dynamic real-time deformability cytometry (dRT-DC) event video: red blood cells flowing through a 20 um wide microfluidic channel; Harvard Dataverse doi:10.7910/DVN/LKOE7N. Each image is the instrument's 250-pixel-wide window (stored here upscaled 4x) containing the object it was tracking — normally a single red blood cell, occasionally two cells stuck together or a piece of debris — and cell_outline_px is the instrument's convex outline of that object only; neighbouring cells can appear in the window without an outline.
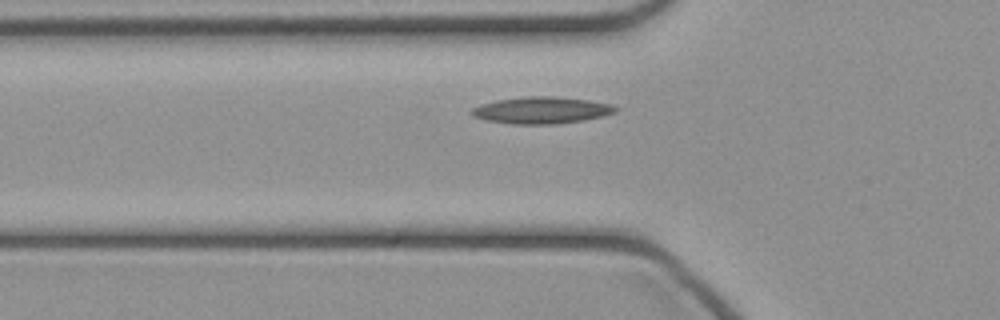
{"species": "common noctule bat (a hibernating species)", "species_latin": "Nyctalus noctula", "temperature_condition": "cold", "stored_images_in_passage": 34, "camera_frame_rate_fps": 3000, "um_per_image_px": 0.085, "animal": {"sex": "female", "body_mass_g": 21.9}, "frame": {"image": 1, "passage_image": 3, "time_ms": 0.667, "image_size_px": [1000, 320], "cell_outline_px": [[620, 108], [616, 112], [604, 116], [584, 120], [556, 124], [512, 124], [484, 120], [472, 116], [468, 112], [472, 108], [480, 104], [496, 100], [524, 96], [552, 96], [588, 100], [612, 104]], "centroid_in_image_um": [46.01, 9.37], "position_along_channel_um": 79.8, "area_um2": 22.77}}
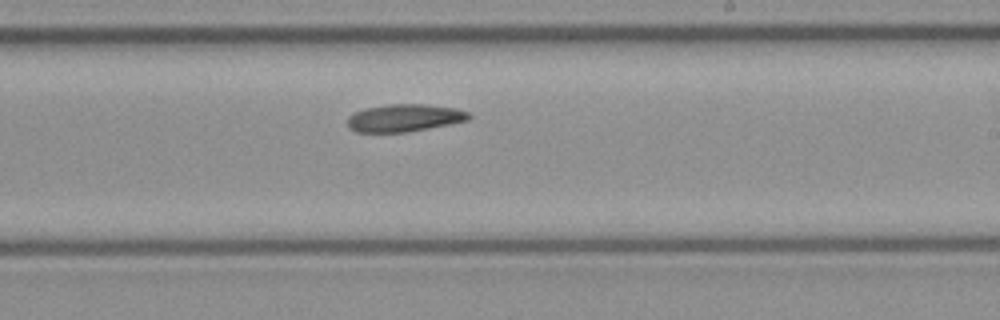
{"frame": {"image": 2, "passage_image": 15, "time_ms": 4.667, "image_size_px": [1000, 320], "cell_outline_px": [[472, 116], [468, 120], [408, 132], [356, 132], [348, 128], [348, 116], [364, 108], [388, 104], [424, 104], [452, 108], [468, 112]], "centroid_in_image_um": [34.33, 10.02], "position_along_channel_um": 254.7, "area_um2": 19.31}}
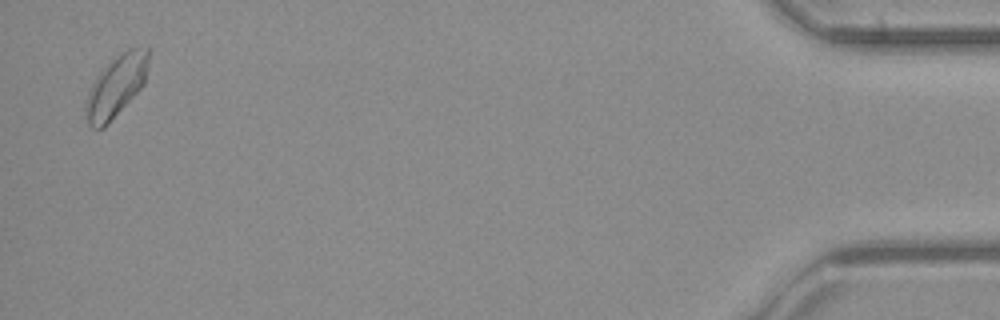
{"frame": {"image": 3, "passage_image": 33, "time_ms": 10.667, "image_size_px": [1000, 320], "cell_outline_px": [[148, 64], [144, 84], [108, 124], [104, 128], [92, 128], [88, 124], [84, 108], [84, 104], [88, 92], [96, 76], [120, 52], [128, 48], [148, 48]], "centroid_in_image_um": [9.84, 7.34], "position_along_channel_um": 425.4, "area_um2": 22.31}}